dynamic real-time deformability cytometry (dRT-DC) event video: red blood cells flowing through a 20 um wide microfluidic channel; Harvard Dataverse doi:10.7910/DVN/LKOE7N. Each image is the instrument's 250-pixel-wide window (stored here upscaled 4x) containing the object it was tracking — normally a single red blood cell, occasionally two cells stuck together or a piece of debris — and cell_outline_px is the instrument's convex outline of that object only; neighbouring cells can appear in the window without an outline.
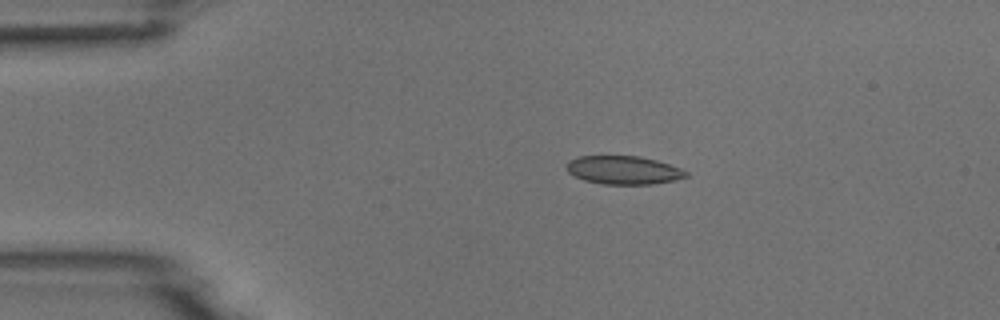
{"species": "common noctule bat (a hibernating species)", "species_latin": "Nyctalus noctula", "temperature_condition": "room temperature", "stored_images_in_passage": 4, "camera_frame_rate_fps": 3000, "um_per_image_px": 0.085, "animal": {"sex": "male", "body_mass_g": 18.8}, "frame": {"image": 1, "passage_image": 3, "time_ms": 2.667, "image_size_px": [1000, 320], "cell_outline_px": [[688, 176], [676, 180], [652, 184], [604, 184], [584, 180], [568, 172], [568, 160], [580, 156], [640, 156], [656, 160], [680, 168], [688, 172]], "centroid_in_image_um": [53.03, 14.46], "position_along_channel_um": 32.0, "area_um2": 19.59}}